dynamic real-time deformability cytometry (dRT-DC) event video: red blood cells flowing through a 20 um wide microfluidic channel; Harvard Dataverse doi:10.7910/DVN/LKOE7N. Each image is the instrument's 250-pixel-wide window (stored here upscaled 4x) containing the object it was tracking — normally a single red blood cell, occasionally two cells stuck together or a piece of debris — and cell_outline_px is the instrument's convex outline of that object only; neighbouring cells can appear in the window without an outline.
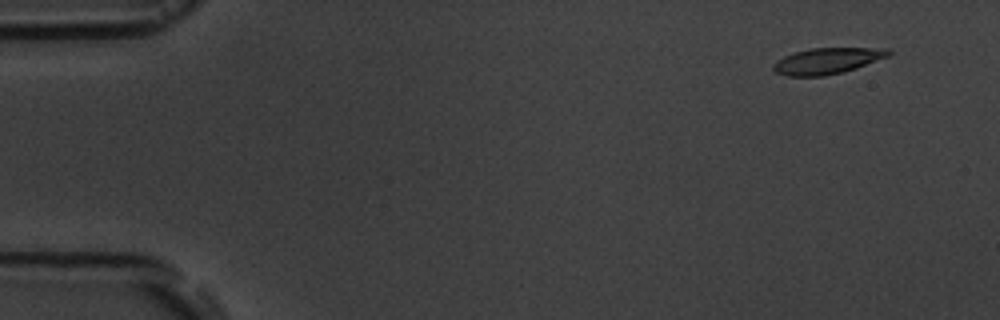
{"species": "common noctule bat (a hibernating species)", "species_latin": "Nyctalus noctula", "temperature_condition": "room temperature", "stored_images_in_passage": 6, "camera_frame_rate_fps": 3000, "um_per_image_px": 0.085, "animal": {"sex": "male", "body_mass_g": 19.5, "forearm_length_mm": 54.6}, "frame": {"image": 1, "passage_image": 2, "time_ms": 1.0, "image_size_px": [1000, 320], "cell_outline_px": [[892, 52], [888, 56], [856, 68], [844, 72], [824, 76], [788, 76], [776, 72], [772, 68], [772, 64], [776, 60], [784, 56], [796, 52], [812, 48], [888, 48]], "centroid_in_image_um": [70.3, 5.18], "position_along_channel_um": 14.7, "area_um2": 17.46}}